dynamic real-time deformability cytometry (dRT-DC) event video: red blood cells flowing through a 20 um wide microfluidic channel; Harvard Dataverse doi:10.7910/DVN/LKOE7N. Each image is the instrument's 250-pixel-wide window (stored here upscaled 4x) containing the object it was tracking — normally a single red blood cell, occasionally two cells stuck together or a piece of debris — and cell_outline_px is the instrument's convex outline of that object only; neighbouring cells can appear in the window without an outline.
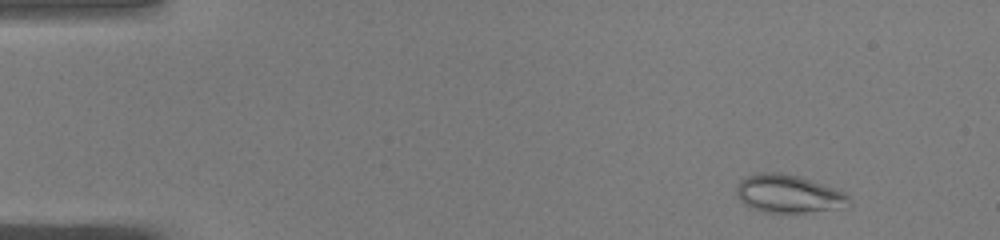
{"species": "common noctule bat (a hibernating species)", "species_latin": "Nyctalus noctula", "temperature_condition": "warm", "stored_images_in_passage": 49, "camera_frame_rate_fps": 3000, "um_per_image_px": 0.085, "animal": {"sex": "male", "body_mass_g": 19.0, "forearm_length_mm": 50.8}, "frame": {"image": 1, "passage_image": 4, "time_ms": 1.0, "image_size_px": [1000, 240], "cell_outline_px": [[848, 208], [804, 212], [764, 212], [752, 208], [744, 204], [740, 200], [736, 192], [736, 188], [740, 180], [748, 176], [760, 172], [780, 172], [800, 176], [812, 180], [844, 192], [848, 196]], "centroid_in_image_um": [67.02, 16.47], "position_along_channel_um": 18.0, "area_um2": 24.91}}
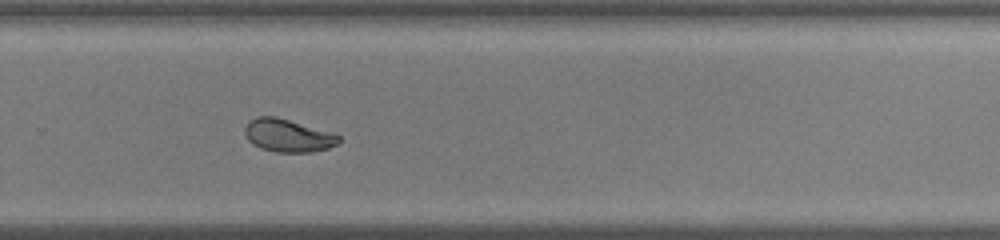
{"frame": {"image": 2, "passage_image": 33, "time_ms": 10.667, "image_size_px": [1000, 240], "cell_outline_px": [[340, 140], [336, 144], [328, 148], [312, 152], [276, 152], [260, 148], [252, 144], [248, 140], [244, 132], [244, 128], [248, 120], [256, 116], [276, 116], [340, 136]], "centroid_in_image_um": [24.39, 11.52], "position_along_channel_um": 305.4, "area_um2": 17.8}}
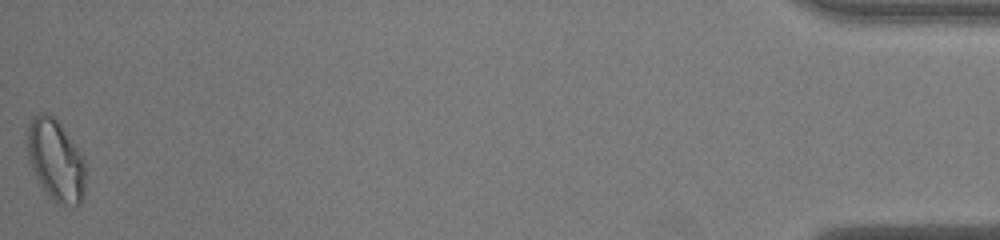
{"frame": {"image": 3, "passage_image": 49, "time_ms": 16.0, "image_size_px": [1000, 240], "cell_outline_px": [[84, 192], [80, 204], [60, 204], [40, 184], [28, 164], [28, 124], [32, 116], [40, 112], [44, 112], [52, 116], [60, 124], [80, 152], [84, 160]], "centroid_in_image_um": [4.71, 13.57], "position_along_channel_um": 430.5, "area_um2": 27.05}, "authors_computed_cell_mechanics": {"area_um2": 20.4034, "velocity_mm_per_s": 4.0618, "shape_relaxation_time_tau1_ms": null, "shape_relaxation_time_tau2_ms": 1.2071, "deformation_change_tau1": null, "deformation_change_tau2": 0.0511}}